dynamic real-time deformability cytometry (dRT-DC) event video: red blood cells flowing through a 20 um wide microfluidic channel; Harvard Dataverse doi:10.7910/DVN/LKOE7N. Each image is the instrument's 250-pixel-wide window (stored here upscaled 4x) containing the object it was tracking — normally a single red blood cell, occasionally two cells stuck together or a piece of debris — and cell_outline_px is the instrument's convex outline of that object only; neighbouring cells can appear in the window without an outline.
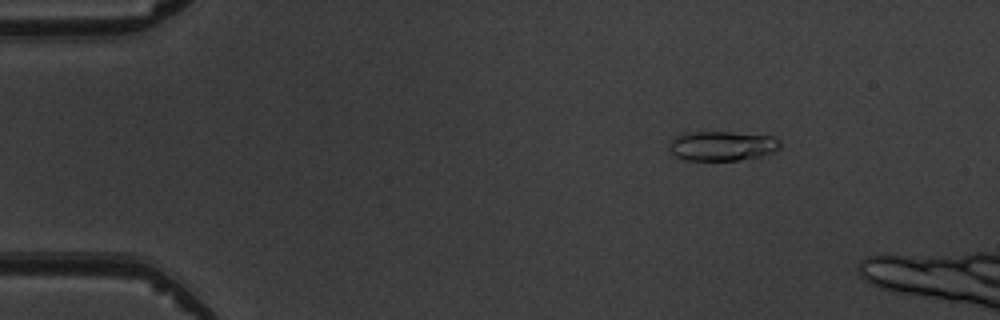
{"species": "common noctule bat (a hibernating species)", "species_latin": "Nyctalus noctula", "temperature_condition": "warm", "stored_images_in_passage": 3, "camera_frame_rate_fps": 3000, "um_per_image_px": 0.085, "animal": {"sex": "male", "body_mass_g": 19.5, "forearm_length_mm": 54.6}, "frame": {"image": 1, "passage_image": 1, "time_ms": 0.0, "image_size_px": [1000, 320], "cell_outline_px": [[780, 148], [772, 152], [760, 156], [740, 160], [688, 160], [676, 156], [672, 152], [672, 140], [680, 132], [732, 132], [772, 136], [780, 140]], "centroid_in_image_um": [61.42, 12.39], "position_along_channel_um": 23.6, "area_um2": 18.96}}